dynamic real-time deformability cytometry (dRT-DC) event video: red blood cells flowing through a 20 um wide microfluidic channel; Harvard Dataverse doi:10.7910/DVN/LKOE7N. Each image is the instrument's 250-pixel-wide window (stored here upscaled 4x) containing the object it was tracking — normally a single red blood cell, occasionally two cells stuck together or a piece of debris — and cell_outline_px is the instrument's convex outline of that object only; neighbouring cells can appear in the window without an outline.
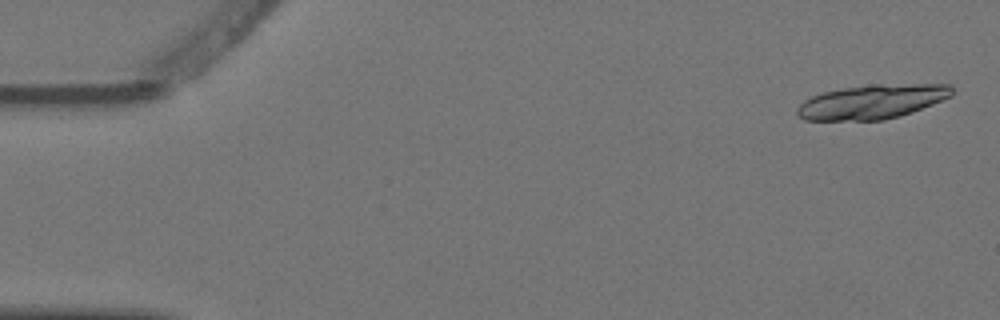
{"species": "Egyptian fruit bat (a non-hibernating species)", "species_latin": "Rousettus aegyptiacus", "temperature_condition": "warm", "stored_images_in_passage": 6, "camera_frame_rate_fps": 3000, "um_per_image_px": 0.085, "animal": {"sex": "female"}, "frame": {"image": 1, "passage_image": 1, "time_ms": 0.0, "image_size_px": [1000, 320], "cell_outline_px": [[952, 96], [912, 112], [900, 116], [884, 120], [804, 120], [796, 116], [796, 108], [804, 100], [812, 96], [824, 92], [844, 88], [872, 84], [952, 84]], "centroid_in_image_um": [74.11, 8.65], "position_along_channel_um": 10.9, "area_um2": 30.98}}